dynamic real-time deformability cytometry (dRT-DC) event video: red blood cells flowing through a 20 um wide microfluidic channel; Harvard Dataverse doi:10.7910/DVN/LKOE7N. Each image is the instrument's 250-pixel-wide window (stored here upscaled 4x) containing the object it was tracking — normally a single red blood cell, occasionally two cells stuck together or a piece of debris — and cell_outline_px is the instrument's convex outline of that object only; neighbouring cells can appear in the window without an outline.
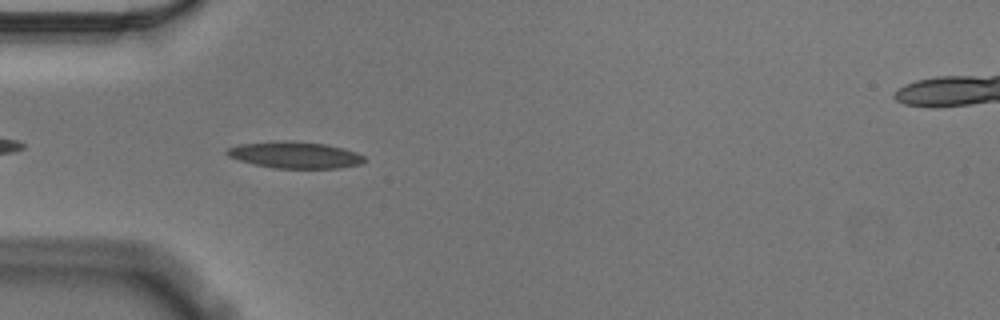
{"species": "Egyptian fruit bat (a non-hibernating species)", "species_latin": "Rousettus aegyptiacus", "temperature_condition": "cold", "stored_images_in_passage": 42, "camera_frame_rate_fps": 3000, "um_per_image_px": 0.085, "animal": {"sex": "male"}, "frame": {"image": 1, "passage_image": 3, "time_ms": 0.667, "image_size_px": [1000, 320], "cell_outline_px": [[368, 160], [364, 164], [340, 168], [276, 168], [256, 164], [240, 160], [228, 156], [224, 152], [228, 148], [240, 144], [272, 140], [292, 140], [324, 144], [344, 148], [356, 152], [364, 156]], "centroid_in_image_um": [25.12, 13.16], "position_along_channel_um": 59.9, "area_um2": 21.56}}
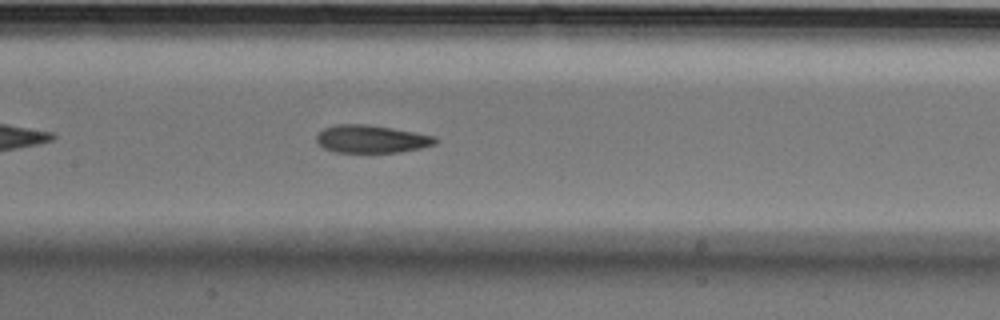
{"frame": {"image": 2, "passage_image": 13, "time_ms": 4.0, "image_size_px": [1000, 320], "cell_outline_px": [[440, 140], [436, 144], [420, 148], [400, 152], [336, 152], [324, 148], [316, 140], [316, 136], [324, 128], [336, 124], [368, 124], [392, 128], [436, 136]], "centroid_in_image_um": [31.61, 11.81], "position_along_channel_um": 175.8, "area_um2": 19.25}}
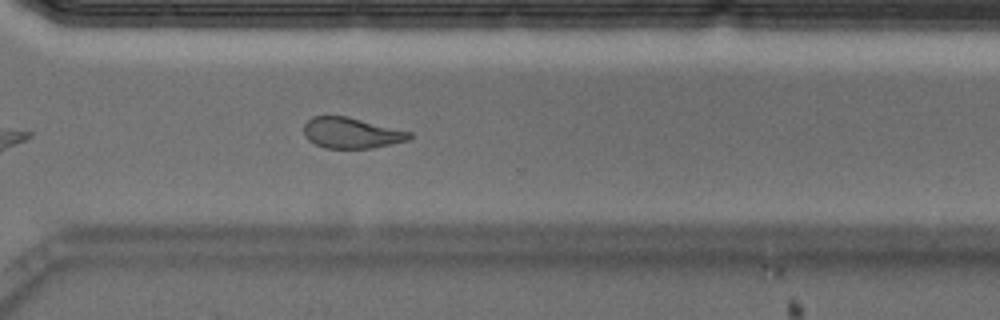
{"frame": {"image": 3, "passage_image": 27, "time_ms": 8.667, "image_size_px": [1000, 320], "cell_outline_px": [[412, 136], [408, 140], [372, 148], [324, 148], [308, 140], [304, 136], [304, 124], [312, 116], [348, 116], [412, 132]], "centroid_in_image_um": [29.86, 11.29], "position_along_channel_um": 340.7, "area_um2": 18.96}, "authors_computed_cell_mechanics": {"area_um2": 19.7965, "velocity_mm_per_s": 3.5445, "shape_relaxation_time_tau1_ms": 8.5712, "shape_relaxation_time_tau2_ms": 3.6219, "deformation_change_tau1": 0.2151, "deformation_change_tau2": 0.1153}}